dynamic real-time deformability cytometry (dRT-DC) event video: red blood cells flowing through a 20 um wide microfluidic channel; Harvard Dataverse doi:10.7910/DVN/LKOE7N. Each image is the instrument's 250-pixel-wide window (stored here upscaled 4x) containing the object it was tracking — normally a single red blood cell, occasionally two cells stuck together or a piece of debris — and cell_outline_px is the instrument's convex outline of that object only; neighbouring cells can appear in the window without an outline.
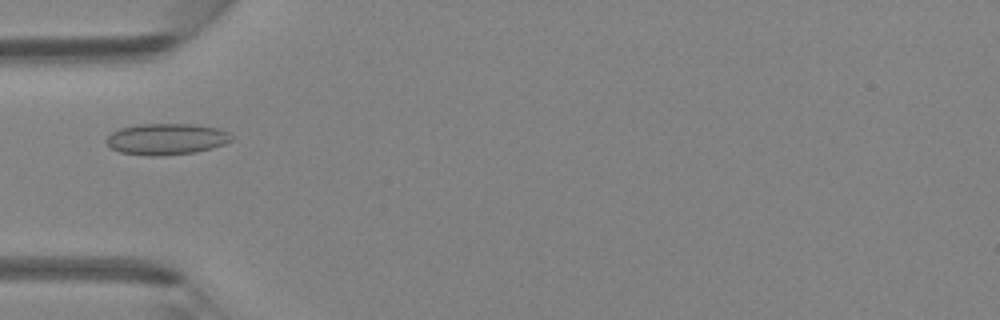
{"species": "Egyptian fruit bat (a non-hibernating species)", "species_latin": "Rousettus aegyptiacus", "temperature_condition": "room temperature", "stored_images_in_passage": 46, "camera_frame_rate_fps": 3000, "um_per_image_px": 0.085, "animal": {"sex": "female"}, "frame": {"image": 1, "passage_image": 15, "time_ms": 4.667, "image_size_px": [1000, 320], "cell_outline_px": [[232, 140], [224, 144], [212, 148], [196, 152], [164, 156], [148, 156], [120, 152], [112, 148], [104, 140], [112, 132], [120, 128], [140, 124], [192, 124], [220, 128], [228, 132], [232, 136]], "centroid_in_image_um": [14.16, 11.82], "position_along_channel_um": 70.8, "area_um2": 22.95}}
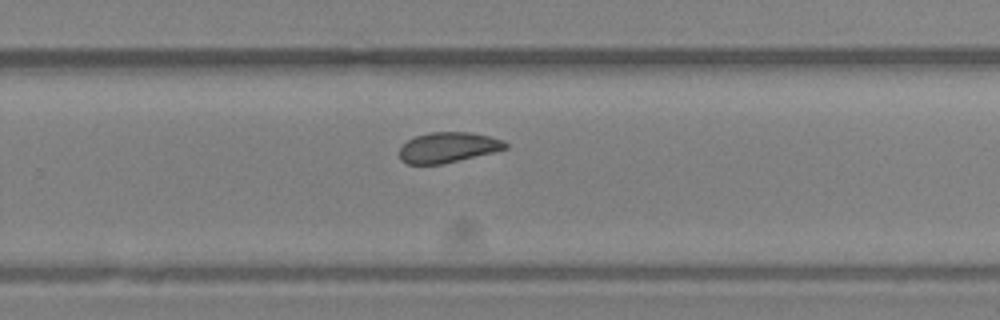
{"frame": {"image": 2, "passage_image": 30, "time_ms": 9.667, "image_size_px": [1000, 320], "cell_outline_px": [[508, 148], [492, 152], [440, 164], [408, 164], [400, 160], [400, 148], [408, 140], [416, 136], [428, 132], [468, 132], [488, 136], [504, 140], [508, 144]], "centroid_in_image_um": [38.07, 12.52], "position_along_channel_um": 291.7, "area_um2": 18.5}}
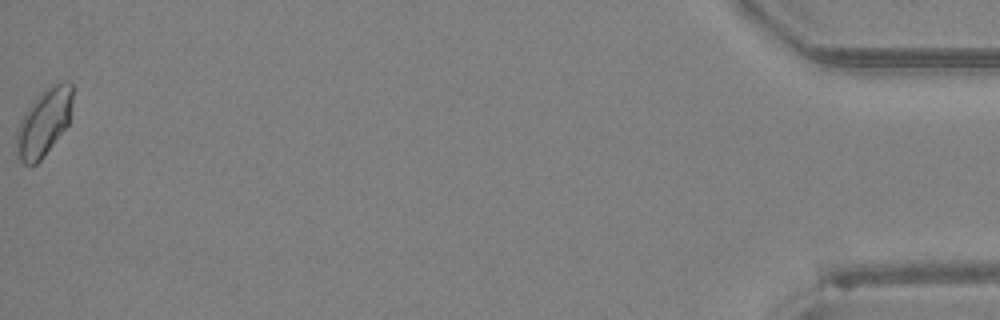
{"frame": {"image": 3, "passage_image": 46, "time_ms": 15.0, "image_size_px": [1000, 320], "cell_outline_px": [[72, 100], [68, 124], [44, 156], [36, 164], [24, 164], [20, 160], [16, 152], [16, 132], [20, 120], [28, 108], [44, 88], [60, 80], [72, 80]], "centroid_in_image_um": [3.74, 10.36], "position_along_channel_um": 431.5, "area_um2": 21.96}}